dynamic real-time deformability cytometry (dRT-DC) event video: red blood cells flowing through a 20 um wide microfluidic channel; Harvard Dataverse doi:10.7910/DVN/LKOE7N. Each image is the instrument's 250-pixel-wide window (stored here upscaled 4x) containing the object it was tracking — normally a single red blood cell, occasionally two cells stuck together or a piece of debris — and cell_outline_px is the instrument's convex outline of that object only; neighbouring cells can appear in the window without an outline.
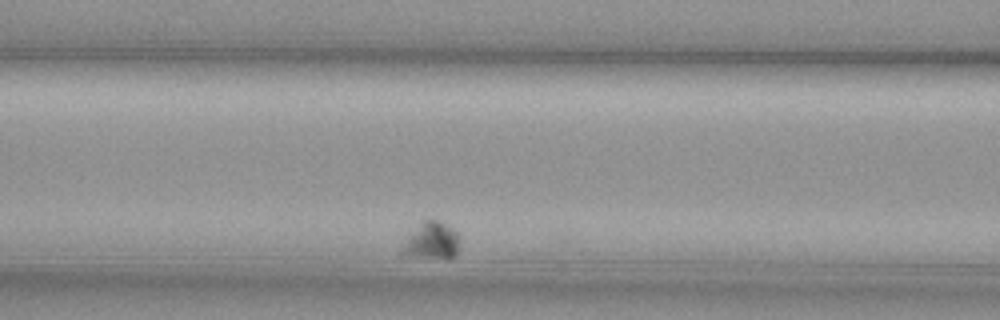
{"species": "common noctule bat (a hibernating species)", "species_latin": "Nyctalus noctula", "temperature_condition": "cold", "stored_images_in_passage": 56, "segment_of_instrument_passage": [2, 2], "camera_frame_rate_fps": 3000, "um_per_image_px": 0.085, "animal": {"sex": "female", "body_mass_g": 29.2, "forearm_length_mm": 56.3}, "frame": {"image": 1, "passage_image": 27, "time_ms": 8.667, "image_size_px": [1000, 320], "cell_outline_px": [[460, 240], [456, 252], [452, 256], [424, 256], [400, 252], [408, 236], [424, 220], [436, 220], [452, 228], [460, 236]], "centroid_in_image_um": [36.73, 20.41], "position_along_channel_um": 129.9, "area_um2": 11.44}}
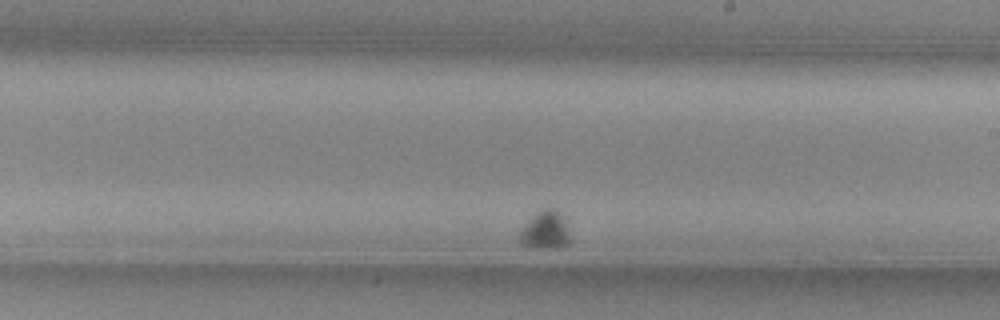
{"frame": {"image": 2, "passage_image": 41, "time_ms": 13.333, "image_size_px": [1000, 320], "cell_outline_px": [[572, 240], [568, 244], [556, 248], [552, 248], [520, 244], [516, 232], [536, 212], [544, 208], [552, 208], [560, 216]], "centroid_in_image_um": [46.27, 19.58], "position_along_channel_um": 242.7, "area_um2": 10.98}}
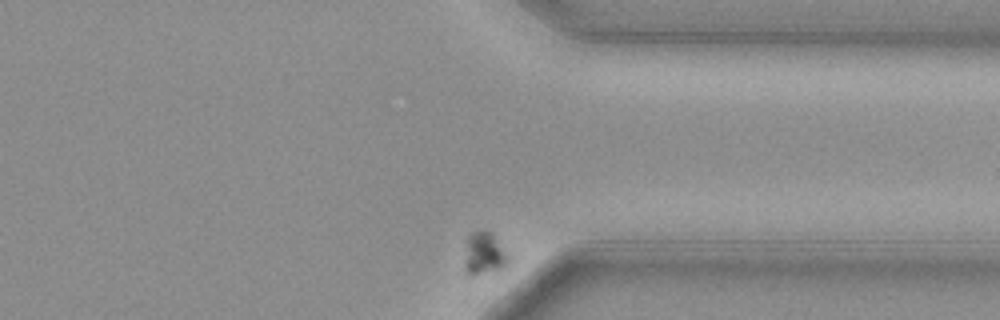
{"frame": {"image": 3, "passage_image": 56, "time_ms": 18.333, "image_size_px": [1000, 320], "cell_outline_px": [[512, 260], [504, 268], [472, 276], [468, 276], [464, 272], [464, 260], [468, 236], [472, 232], [484, 228], [492, 232], [496, 236], [508, 252]], "centroid_in_image_um": [41.19, 21.55], "position_along_channel_um": 370.2, "area_um2": 11.56}}